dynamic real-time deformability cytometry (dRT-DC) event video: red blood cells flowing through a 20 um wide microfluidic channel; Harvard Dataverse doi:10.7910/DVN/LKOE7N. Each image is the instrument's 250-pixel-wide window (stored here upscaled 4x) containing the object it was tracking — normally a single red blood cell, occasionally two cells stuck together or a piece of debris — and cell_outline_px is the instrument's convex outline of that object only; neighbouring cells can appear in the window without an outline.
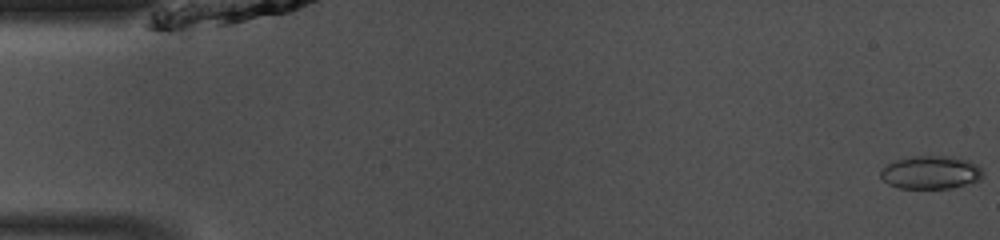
{"species": "common noctule bat (a hibernating species)", "species_latin": "Nyctalus noctula", "temperature_condition": "room temperature", "stored_images_in_passage": 48, "camera_frame_rate_fps": 3000, "um_per_image_px": 0.085, "animal": {"sex": "male", "body_mass_g": 13.0, "forearm_length_mm": 53.1}, "frame": {"image": 1, "passage_image": 1, "time_ms": 0.0, "image_size_px": [1000, 240], "cell_outline_px": [[984, 176], [980, 180], [952, 188], [900, 188], [888, 184], [880, 176], [880, 172], [888, 164], [896, 160], [912, 156], [948, 156], [968, 160], [976, 164], [984, 172]], "centroid_in_image_um": [79.14, 14.66], "position_along_channel_um": 5.9, "area_um2": 19.71}}
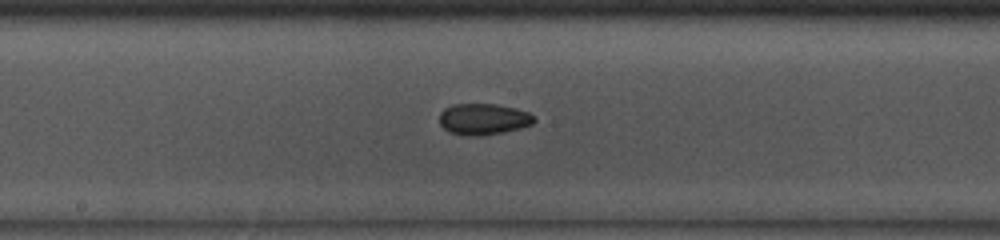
{"frame": {"image": 2, "passage_image": 25, "time_ms": 8.0, "image_size_px": [1000, 240], "cell_outline_px": [[536, 120], [532, 124], [520, 128], [504, 132], [480, 136], [468, 136], [448, 132], [440, 124], [440, 112], [444, 108], [452, 104], [496, 104], [516, 108], [528, 112], [536, 116]], "centroid_in_image_um": [41.1, 10.12], "position_along_channel_um": 207.1, "area_um2": 17.46}}
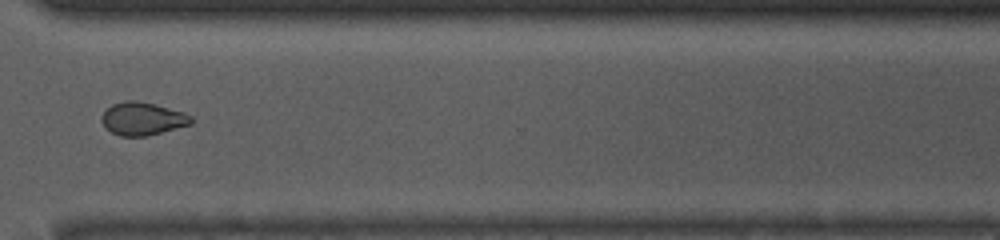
{"frame": {"image": 3, "passage_image": 36, "time_ms": 11.667, "image_size_px": [1000, 240], "cell_outline_px": [[192, 124], [148, 136], [120, 136], [104, 128], [100, 120], [100, 116], [112, 104], [124, 100], [136, 100], [184, 112], [192, 116]], "centroid_in_image_um": [12.08, 10.1], "position_along_channel_um": 358.5, "area_um2": 17.28}, "authors_computed_cell_mechanics": {"area_um2": 17.7446, "velocity_mm_per_s": 4.143, "shape_relaxation_time_tau1_ms": null, "shape_relaxation_time_tau2_ms": 1.7173, "deformation_change_tau1": null, "deformation_change_tau2": 0.0593}}